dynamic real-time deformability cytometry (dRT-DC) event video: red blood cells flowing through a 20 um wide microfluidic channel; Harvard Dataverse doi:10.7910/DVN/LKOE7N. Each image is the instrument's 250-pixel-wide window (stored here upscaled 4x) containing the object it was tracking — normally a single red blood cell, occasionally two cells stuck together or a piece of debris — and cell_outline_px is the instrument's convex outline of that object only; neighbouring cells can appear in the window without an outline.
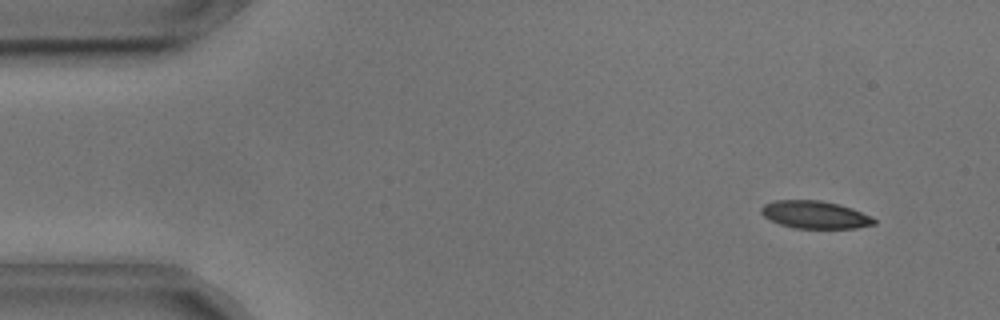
{"species": "common noctule bat (a hibernating species)", "species_latin": "Nyctalus noctula", "temperature_condition": "cold", "stored_images_in_passage": 53, "camera_frame_rate_fps": 3000, "um_per_image_px": 0.085, "animal": {"sex": "male", "body_mass_g": 17.9, "forearm_length_mm": 54.2}, "frame": {"image": 1, "passage_image": 3, "time_ms": 0.667, "image_size_px": [1000, 320], "cell_outline_px": [[876, 224], [856, 228], [792, 228], [780, 224], [764, 216], [760, 212], [760, 208], [764, 204], [776, 200], [820, 200], [840, 204], [852, 208], [872, 216], [876, 220]], "centroid_in_image_um": [69.29, 18.25], "position_along_channel_um": 15.7, "area_um2": 18.26}}
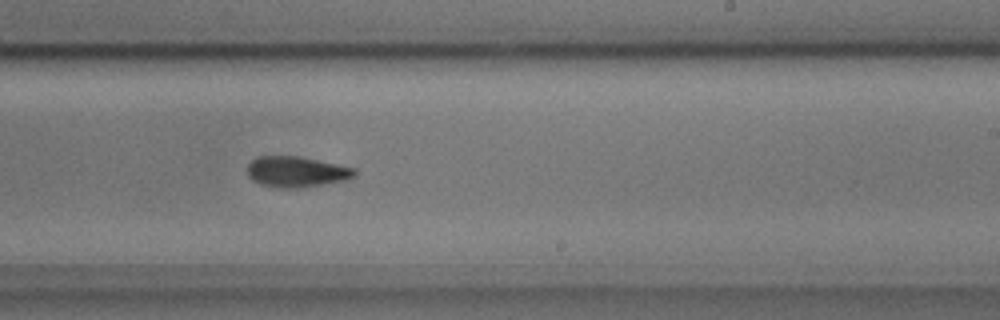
{"frame": {"image": 2, "passage_image": 31, "time_ms": 10.0, "image_size_px": [1000, 320], "cell_outline_px": [[356, 176], [348, 180], [296, 188], [280, 188], [260, 184], [252, 180], [248, 176], [248, 164], [256, 156], [300, 156], [356, 168]], "centroid_in_image_um": [25.21, 14.59], "position_along_channel_um": 263.8, "area_um2": 19.31}}
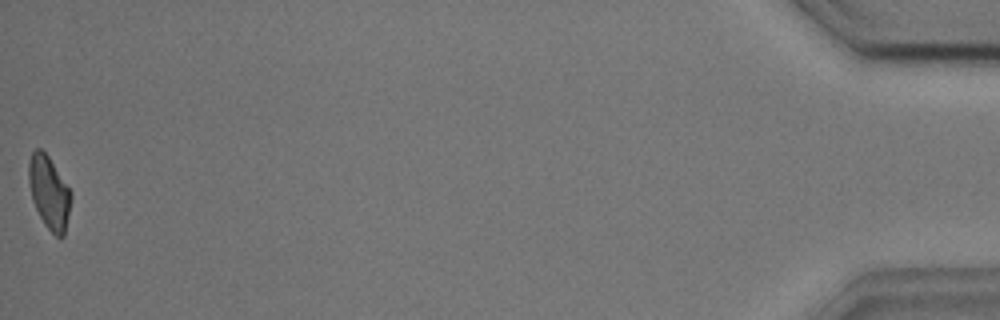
{"frame": {"image": 3, "passage_image": 53, "time_ms": 17.333, "image_size_px": [1000, 320], "cell_outline_px": [[72, 196], [64, 236], [56, 236], [44, 224], [32, 200], [28, 180], [28, 164], [32, 152], [36, 148], [40, 148], [48, 156], [72, 192]], "centroid_in_image_um": [4.17, 16.35], "position_along_channel_um": 431.0, "area_um2": 17.8}, "authors_computed_cell_mechanics": {"area_um2": 19.1318, "velocity_mm_per_s": 3.6336, "shape_relaxation_time_tau1_ms": 4.5324, "shape_relaxation_time_tau2_ms": 5.3249, "deformation_change_tau1": 0.1425, "deformation_change_tau2": 0.1084}}